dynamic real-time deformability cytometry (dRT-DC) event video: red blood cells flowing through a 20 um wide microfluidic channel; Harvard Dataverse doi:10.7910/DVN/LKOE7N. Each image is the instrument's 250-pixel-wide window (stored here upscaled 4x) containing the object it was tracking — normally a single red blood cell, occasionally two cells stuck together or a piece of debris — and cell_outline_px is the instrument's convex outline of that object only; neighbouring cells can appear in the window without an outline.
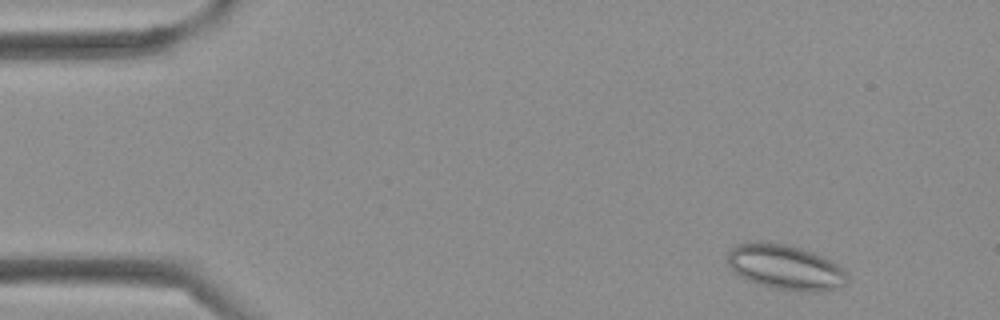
{"species": "Egyptian fruit bat (a non-hibernating species)", "species_latin": "Rousettus aegyptiacus", "temperature_condition": "cold", "stored_images_in_passage": 39, "camera_frame_rate_fps": 3000, "um_per_image_px": 0.085, "frame": {"image": 1, "passage_image": 3, "time_ms": 0.667, "image_size_px": [1000, 320], "cell_outline_px": [[848, 280], [840, 288], [820, 292], [816, 292], [776, 288], [760, 284], [748, 280], [740, 276], [728, 264], [728, 252], [736, 244], [752, 240], [760, 240], [788, 244], [812, 252], [832, 260], [844, 268], [848, 276]], "centroid_in_image_um": [66.78, 22.68], "position_along_channel_um": 18.2, "area_um2": 31.67}}
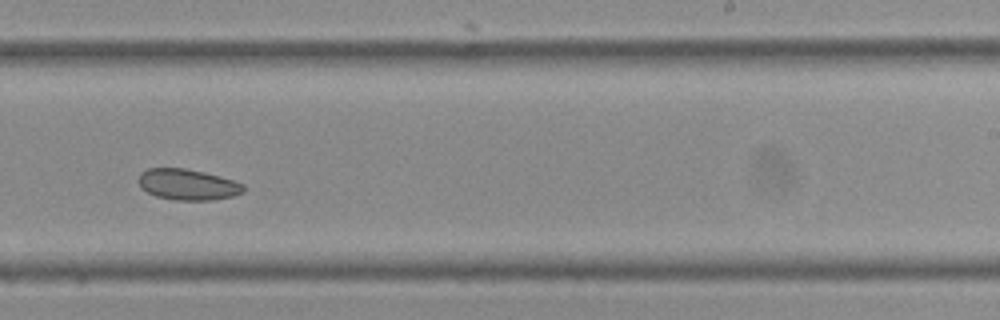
{"frame": {"image": 2, "passage_image": 24, "time_ms": 7.667, "image_size_px": [1000, 320], "cell_outline_px": [[244, 192], [232, 196], [212, 200], [176, 200], [156, 196], [140, 188], [140, 172], [148, 168], [184, 168], [204, 172], [232, 180], [244, 184]], "centroid_in_image_um": [15.95, 15.68], "position_along_channel_um": 273.0, "area_um2": 18.79}}
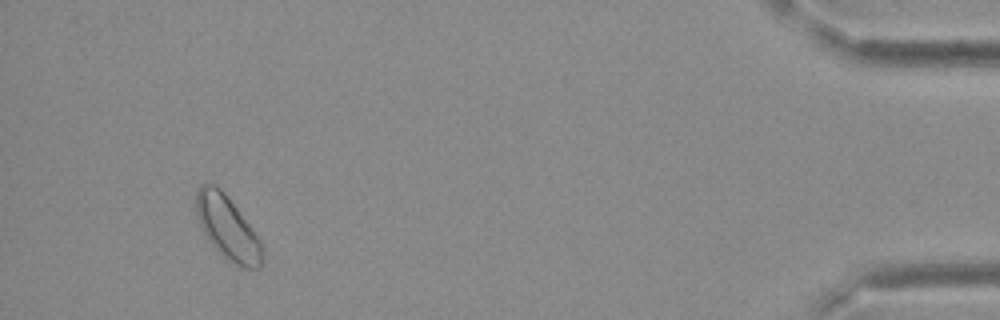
{"frame": {"image": 3, "passage_image": 37, "time_ms": 12.0, "image_size_px": [1000, 320], "cell_outline_px": [[264, 260], [260, 268], [244, 268], [228, 260], [208, 240], [196, 216], [196, 192], [200, 184], [216, 184], [224, 192], [260, 240], [264, 248]], "centroid_in_image_um": [19.35, 19.37], "position_along_channel_um": 415.9, "area_um2": 24.22}}